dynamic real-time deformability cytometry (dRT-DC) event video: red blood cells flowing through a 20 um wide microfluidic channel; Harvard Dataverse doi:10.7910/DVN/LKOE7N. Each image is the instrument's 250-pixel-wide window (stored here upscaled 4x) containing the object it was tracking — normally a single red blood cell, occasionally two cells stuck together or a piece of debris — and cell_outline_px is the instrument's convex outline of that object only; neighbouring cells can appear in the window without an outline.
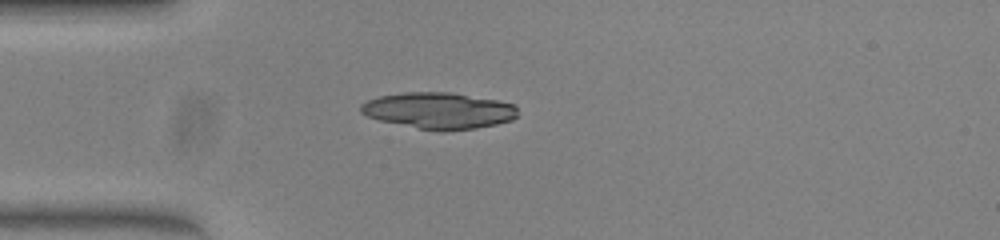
{"species": "common noctule bat (a hibernating species)", "species_latin": "Nyctalus noctula", "temperature_condition": "warm", "stored_images_in_passage": 37, "camera_frame_rate_fps": 3000, "um_per_image_px": 0.085, "animal": {"sex": "female", "body_mass_g": 23.0, "forearm_length_mm": 53.4}, "frame": {"image": 1, "passage_image": 1, "time_ms": 0.0, "image_size_px": [1000, 240], "cell_outline_px": [[516, 116], [512, 120], [496, 124], [476, 128], [420, 128], [380, 120], [368, 116], [360, 112], [360, 104], [368, 100], [380, 96], [404, 92], [452, 92], [496, 100], [516, 104]], "centroid_in_image_um": [37.29, 9.36], "position_along_channel_um": 47.7, "area_um2": 32.31}}